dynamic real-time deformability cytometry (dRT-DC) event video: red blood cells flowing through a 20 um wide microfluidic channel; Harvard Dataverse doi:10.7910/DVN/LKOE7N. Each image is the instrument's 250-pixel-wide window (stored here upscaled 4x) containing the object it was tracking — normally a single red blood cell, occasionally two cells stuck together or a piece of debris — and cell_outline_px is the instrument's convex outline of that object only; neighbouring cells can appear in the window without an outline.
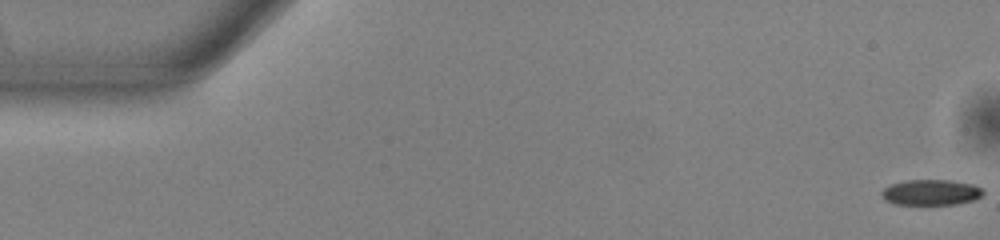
{"species": "common noctule bat (a hibernating species)", "species_latin": "Nyctalus noctula", "temperature_condition": "warm", "stored_images_in_passage": 53, "camera_frame_rate_fps": 3000, "um_per_image_px": 0.085, "animal": {"sex": "male", "body_mass_g": 13.0, "forearm_length_mm": 53.1}, "frame": {"image": 1, "passage_image": 1, "time_ms": 0.0, "image_size_px": [1000, 240], "cell_outline_px": [[984, 192], [980, 196], [972, 200], [956, 204], [896, 204], [884, 200], [880, 196], [880, 192], [884, 188], [892, 184], [904, 180], [948, 180], [976, 184]], "centroid_in_image_um": [79.1, 16.34], "position_along_channel_um": 5.9, "area_um2": 15.14}}
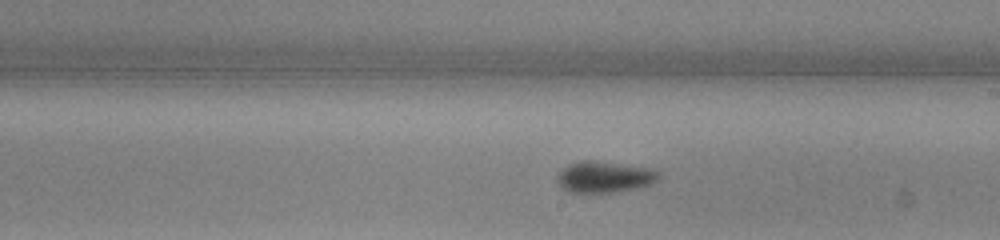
{"frame": {"image": 2, "passage_image": 30, "time_ms": 9.667, "image_size_px": [1000, 240], "cell_outline_px": [[660, 176], [656, 180], [648, 184], [636, 188], [612, 192], [568, 192], [556, 180], [556, 176], [564, 168], [580, 160], [592, 160], [652, 168], [660, 172]], "centroid_in_image_um": [51.38, 15.03], "position_along_channel_um": 237.6, "area_um2": 18.21}}
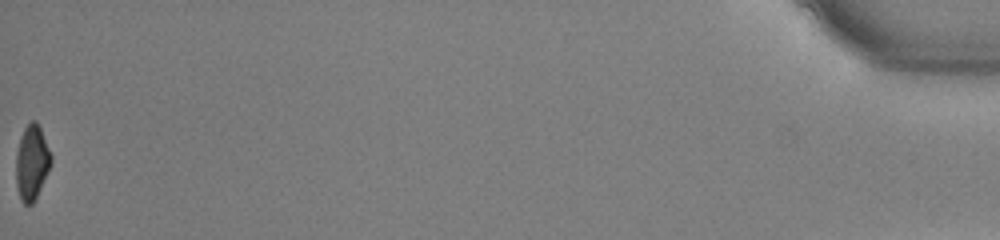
{"frame": {"image": 3, "passage_image": 53, "time_ms": 17.333, "image_size_px": [1000, 240], "cell_outline_px": [[52, 164], [32, 204], [24, 204], [20, 200], [16, 184], [16, 152], [20, 136], [24, 128], [32, 120], [36, 120], [40, 128], [52, 156]], "centroid_in_image_um": [2.7, 13.8], "position_along_channel_um": 432.5, "area_um2": 15.26}, "authors_computed_cell_mechanics": {"area_um2": 16.8198, "velocity_mm_per_s": 3.9431, "shape_relaxation_time_tau1_ms": 2.0313, "shape_relaxation_time_tau2_ms": null, "deformation_change_tau1": 0.0968, "deformation_change_tau2": null}}